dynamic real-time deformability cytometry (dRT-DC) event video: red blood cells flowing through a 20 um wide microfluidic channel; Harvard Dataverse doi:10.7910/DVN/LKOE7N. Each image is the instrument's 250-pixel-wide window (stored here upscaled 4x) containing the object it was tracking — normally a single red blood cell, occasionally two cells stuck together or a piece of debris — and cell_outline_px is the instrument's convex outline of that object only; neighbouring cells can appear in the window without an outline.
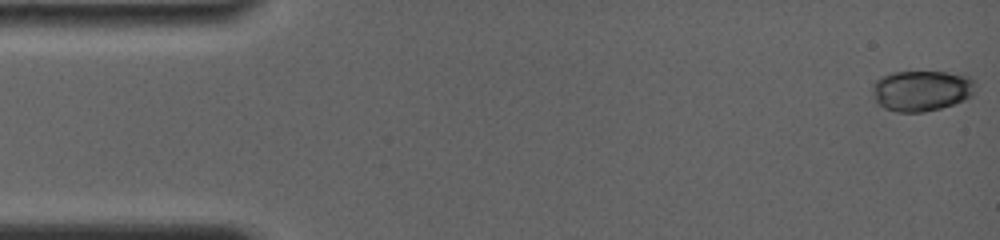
{"species": "common noctule bat (a hibernating species)", "species_latin": "Nyctalus noctula", "temperature_condition": "room temperature", "stored_images_in_passage": 33, "camera_frame_rate_fps": 4000, "um_per_image_px": 0.085, "animal": {"sex": "female", "body_mass_g": 19.0, "forearm_length_mm": 56.7}, "frame": {"image": 1, "passage_image": 1, "time_ms": 0.0, "image_size_px": [1000, 240], "cell_outline_px": [[976, 84], [972, 96], [964, 100], [940, 108], [924, 112], [896, 112], [884, 108], [876, 100], [872, 88], [872, 84], [880, 76], [892, 72], [964, 72], [972, 76]], "centroid_in_image_um": [78.38, 7.68], "position_along_channel_um": 6.6, "area_um2": 24.85}}
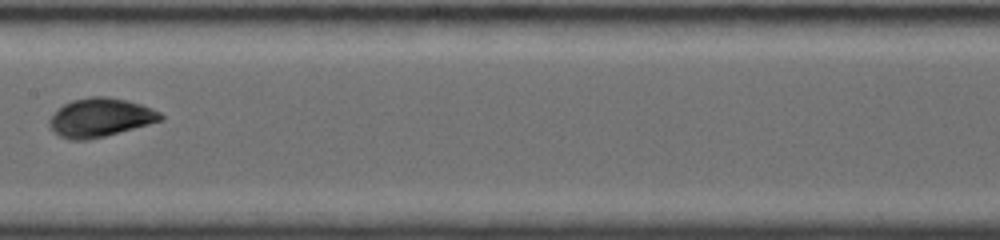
{"frame": {"image": 2, "passage_image": 19, "time_ms": 8.25, "image_size_px": [1000, 240], "cell_outline_px": [[164, 120], [104, 136], [88, 140], [68, 140], [60, 136], [48, 124], [48, 120], [64, 104], [72, 100], [88, 96], [108, 96], [128, 100], [152, 108], [160, 112], [164, 116]], "centroid_in_image_um": [8.55, 9.98], "position_along_channel_um": 198.9, "area_um2": 25.03}}
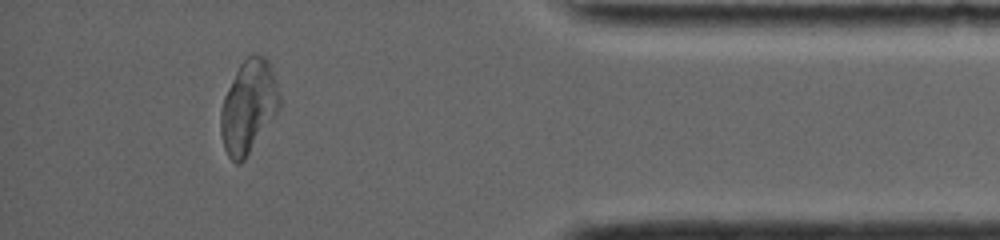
{"frame": {"image": 3, "passage_image": 33, "time_ms": 14.5, "image_size_px": [1000, 240], "cell_outline_px": [[280, 108], [244, 160], [240, 164], [236, 164], [228, 156], [224, 148], [220, 132], [220, 112], [224, 96], [240, 64], [248, 56], [264, 56], [272, 64], [280, 96]], "centroid_in_image_um": [21.12, 9.07], "position_along_channel_um": 414.1, "area_um2": 31.67}, "authors_computed_cell_mechanics": {"area_um2": 24.6806, "velocity_mm_per_s": 3.8504, "shape_relaxation_time_tau1_ms": 2.3241, "shape_relaxation_time_tau2_ms": null, "deformation_change_tau1": 0.051, "deformation_change_tau2": null}}